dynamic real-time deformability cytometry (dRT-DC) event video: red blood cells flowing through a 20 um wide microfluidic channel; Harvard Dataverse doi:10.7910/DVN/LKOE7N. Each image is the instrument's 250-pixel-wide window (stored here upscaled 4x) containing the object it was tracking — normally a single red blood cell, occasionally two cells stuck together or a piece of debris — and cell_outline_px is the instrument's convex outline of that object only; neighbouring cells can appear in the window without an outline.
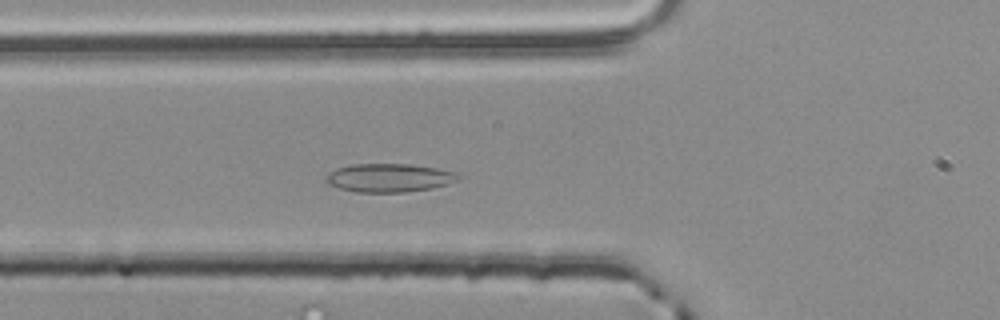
{"species": "common noctule bat (a hibernating species)", "species_latin": "Nyctalus noctula", "temperature_condition": "room temperature", "stored_images_in_passage": 40, "camera_frame_rate_fps": 3000, "um_per_image_px": 0.085, "animal": {"sex": "male", "body_mass_g": 20.4}, "frame": {"image": 1, "passage_image": 14, "time_ms": 4.333, "image_size_px": [1000, 320], "cell_outline_px": [[460, 176], [456, 180], [448, 184], [432, 188], [404, 192], [356, 192], [340, 188], [328, 184], [324, 180], [324, 176], [336, 168], [352, 164], [412, 164], [436, 168], [456, 172]], "centroid_in_image_um": [33.04, 15.11], "position_along_channel_um": 92.8, "area_um2": 21.96}}
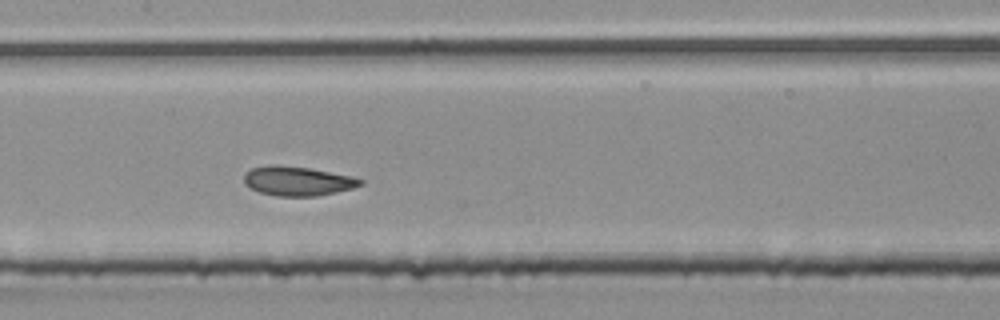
{"frame": {"image": 2, "passage_image": 21, "time_ms": 6.667, "image_size_px": [1000, 320], "cell_outline_px": [[364, 184], [352, 188], [316, 196], [276, 196], [260, 192], [244, 184], [244, 172], [252, 168], [268, 164], [276, 164], [308, 168], [352, 176], [364, 180]], "centroid_in_image_um": [25.27, 15.38], "position_along_channel_um": 182.1, "area_um2": 19.88}}
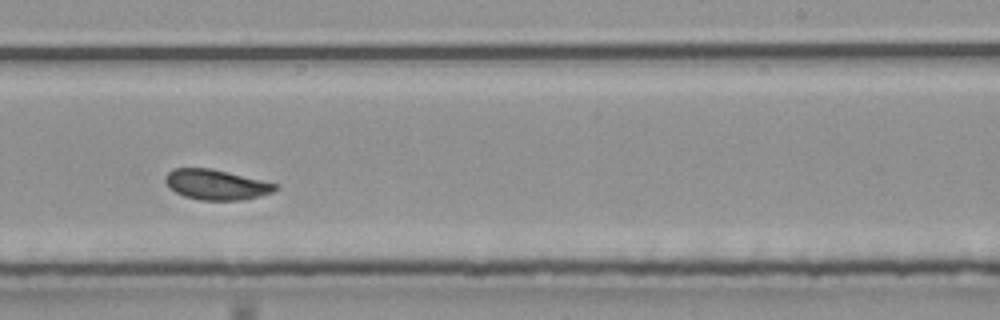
{"frame": {"image": 3, "passage_image": 28, "time_ms": 9.0, "image_size_px": [1000, 320], "cell_outline_px": [[280, 188], [272, 192], [260, 196], [240, 200], [200, 200], [184, 196], [176, 192], [164, 180], [164, 176], [172, 168], [208, 168], [228, 172], [280, 184]], "centroid_in_image_um": [18.41, 15.69], "position_along_channel_um": 270.6, "area_um2": 19.36}, "authors_computed_cell_mechanics": {"area_um2": 20.1144, "velocity_mm_per_s": 3.8121, "shape_relaxation_time_tau1_ms": 5.2846, "shape_relaxation_time_tau2_ms": 0.8313, "deformation_change_tau1": 0.0946, "deformation_change_tau2": 0.0671}}